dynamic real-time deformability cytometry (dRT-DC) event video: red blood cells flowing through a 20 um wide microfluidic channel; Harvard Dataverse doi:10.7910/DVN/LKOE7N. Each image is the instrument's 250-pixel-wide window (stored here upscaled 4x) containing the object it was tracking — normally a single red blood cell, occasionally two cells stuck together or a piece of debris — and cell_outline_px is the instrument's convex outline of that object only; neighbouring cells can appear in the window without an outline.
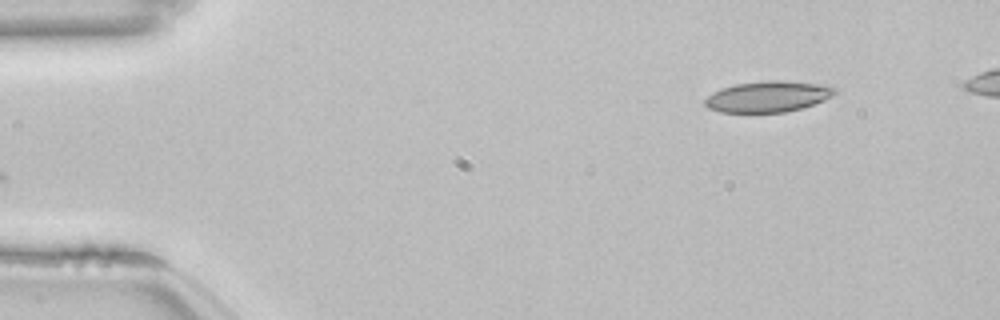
{"species": "common noctule bat (a hibernating species)", "species_latin": "Nyctalus noctula", "temperature_condition": "room temperature", "stored_images_in_passage": 12, "camera_frame_rate_fps": 3000, "um_per_image_px": 0.085, "animal": {"sex": "female", "body_mass_g": 22.7, "forearm_length_mm": 54.2}, "frame": {"image": 1, "passage_image": 1, "time_ms": 0.0, "image_size_px": [1000, 320], "cell_outline_px": [[836, 92], [832, 96], [824, 100], [800, 108], [784, 112], [720, 112], [708, 108], [704, 104], [704, 100], [712, 92], [720, 88], [736, 84], [764, 80], [784, 80], [820, 84], [836, 88]], "centroid_in_image_um": [65.24, 8.2], "position_along_channel_um": 19.8, "area_um2": 23.41}}